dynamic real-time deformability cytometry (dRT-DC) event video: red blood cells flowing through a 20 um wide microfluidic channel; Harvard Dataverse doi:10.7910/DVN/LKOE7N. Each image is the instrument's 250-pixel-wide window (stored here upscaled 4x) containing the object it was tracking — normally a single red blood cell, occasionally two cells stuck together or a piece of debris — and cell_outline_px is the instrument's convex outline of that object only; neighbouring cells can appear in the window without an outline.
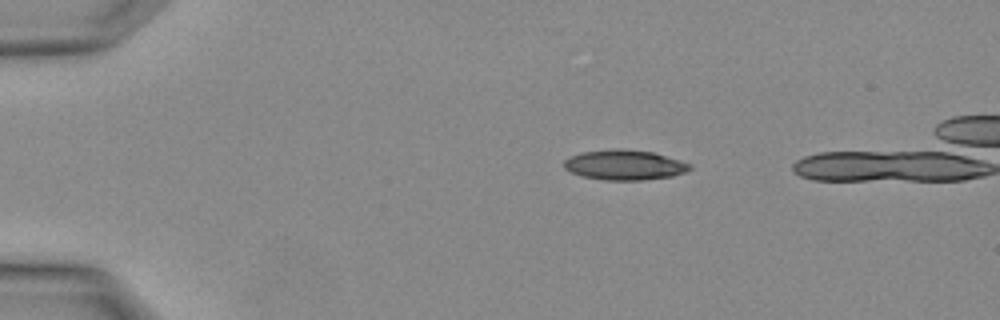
{"species": "Egyptian fruit bat (a non-hibernating species)", "species_latin": "Rousettus aegyptiacus", "temperature_condition": "warm", "stored_images_in_passage": 2, "camera_frame_rate_fps": 3000, "um_per_image_px": 0.085, "animal": {"sex": "female"}, "frame": {"image": 1, "passage_image": 2, "time_ms": 0.333, "image_size_px": [1000, 320], "cell_outline_px": [[692, 168], [684, 172], [672, 176], [644, 180], [604, 180], [584, 176], [572, 172], [564, 168], [564, 160], [568, 156], [580, 152], [616, 148], [620, 148], [652, 152], [692, 164]], "centroid_in_image_um": [53.06, 14.01], "position_along_channel_um": 31.9, "area_um2": 22.02}}